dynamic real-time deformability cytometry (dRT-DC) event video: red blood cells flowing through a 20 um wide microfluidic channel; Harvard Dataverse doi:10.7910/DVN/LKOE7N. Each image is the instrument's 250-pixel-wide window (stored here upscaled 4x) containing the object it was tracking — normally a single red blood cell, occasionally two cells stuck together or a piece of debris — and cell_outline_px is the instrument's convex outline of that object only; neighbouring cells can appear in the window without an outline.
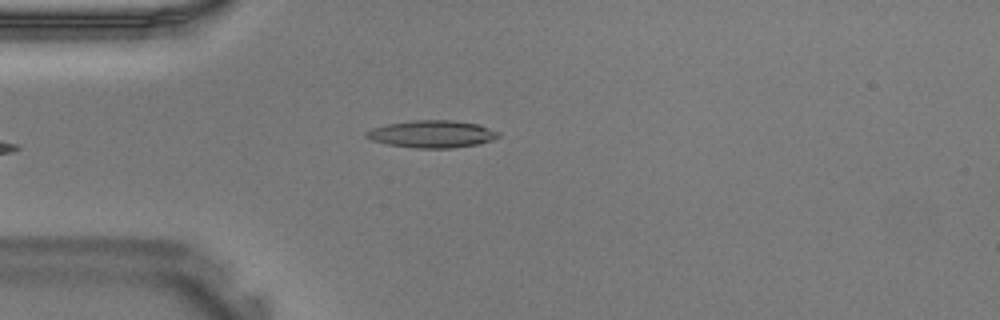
{"species": "Egyptian fruit bat (a non-hibernating species)", "species_latin": "Rousettus aegyptiacus", "temperature_condition": "warm", "stored_images_in_passage": 25, "camera_frame_rate_fps": 3000, "um_per_image_px": 0.085, "animal": {"sex": "male"}, "frame": {"image": 1, "passage_image": 1, "time_ms": 0.0, "image_size_px": [1000, 320], "cell_outline_px": [[500, 136], [492, 140], [480, 144], [452, 148], [416, 148], [388, 144], [372, 140], [364, 136], [364, 132], [372, 128], [388, 124], [412, 120], [452, 120], [480, 124], [500, 132]], "centroid_in_image_um": [36.75, 11.39], "position_along_channel_um": 48.2, "area_um2": 21.15}}
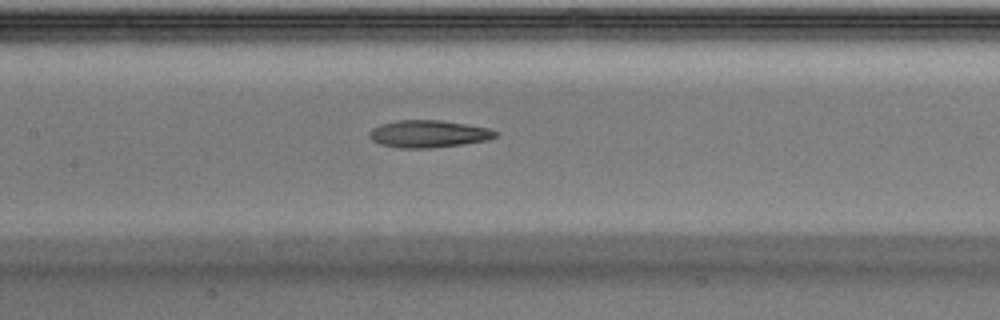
{"frame": {"image": 2, "passage_image": 9, "time_ms": 2.667, "image_size_px": [1000, 320], "cell_outline_px": [[496, 136], [488, 140], [460, 144], [428, 148], [400, 148], [380, 144], [372, 140], [368, 136], [368, 132], [372, 128], [380, 124], [400, 120], [440, 120], [488, 128], [496, 132]], "centroid_in_image_um": [36.36, 11.38], "position_along_channel_um": 171.0, "area_um2": 19.83}}
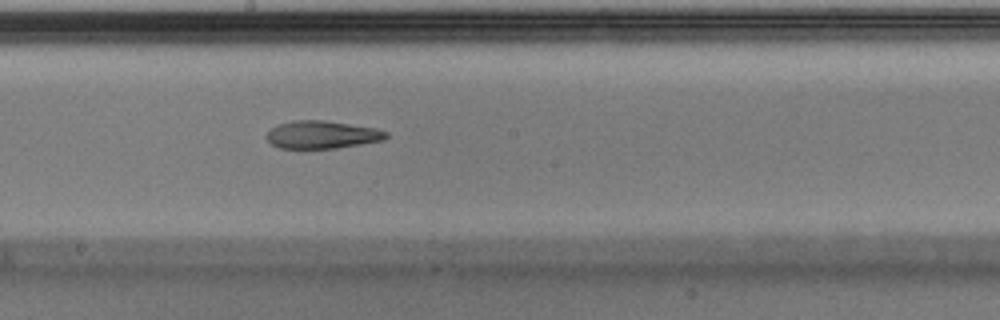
{"frame": {"image": 3, "passage_image": 12, "time_ms": 3.667, "image_size_px": [1000, 320], "cell_outline_px": [[388, 136], [384, 140], [336, 148], [280, 148], [272, 144], [268, 140], [268, 132], [272, 128], [280, 124], [296, 120], [324, 120], [376, 128], [388, 132]], "centroid_in_image_um": [27.41, 11.45], "position_along_channel_um": 220.8, "area_um2": 19.07}}